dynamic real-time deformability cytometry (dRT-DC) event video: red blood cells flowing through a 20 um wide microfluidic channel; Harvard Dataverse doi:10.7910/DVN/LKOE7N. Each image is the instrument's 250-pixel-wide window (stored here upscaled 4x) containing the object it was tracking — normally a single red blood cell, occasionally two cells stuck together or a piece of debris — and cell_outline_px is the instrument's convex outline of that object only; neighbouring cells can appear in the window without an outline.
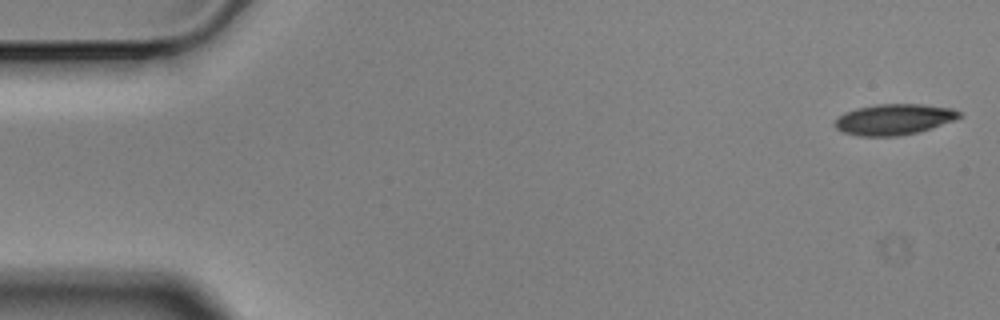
{"species": "Egyptian fruit bat (a non-hibernating species)", "species_latin": "Rousettus aegyptiacus", "temperature_condition": "cold", "stored_images_in_passage": 4, "camera_frame_rate_fps": 3000, "um_per_image_px": 0.085, "animal": {"sex": "male"}, "frame": {"image": 1, "passage_image": 1, "time_ms": 0.0, "image_size_px": [1000, 320], "cell_outline_px": [[960, 116], [952, 120], [916, 132], [896, 136], [860, 136], [844, 132], [836, 128], [832, 124], [844, 112], [856, 108], [876, 104], [924, 104], [952, 108], [960, 112]], "centroid_in_image_um": [75.93, 10.13], "position_along_channel_um": 9.1, "area_um2": 22.02}}
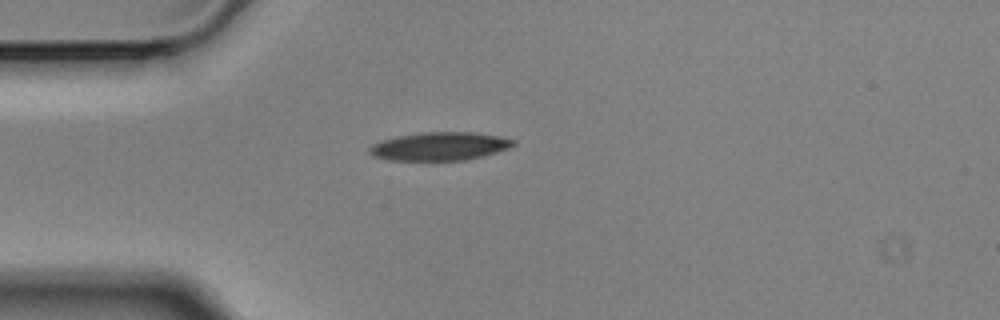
{"frame": {"image": 2, "passage_image": 4, "time_ms": 1.0, "image_size_px": [1000, 320], "cell_outline_px": [[516, 144], [508, 148], [484, 156], [464, 160], [388, 160], [372, 156], [368, 152], [368, 148], [372, 144], [380, 140], [396, 136], [424, 132], [472, 132], [496, 136], [516, 140]], "centroid_in_image_um": [37.32, 12.43], "position_along_channel_um": 47.7, "area_um2": 23.76}}